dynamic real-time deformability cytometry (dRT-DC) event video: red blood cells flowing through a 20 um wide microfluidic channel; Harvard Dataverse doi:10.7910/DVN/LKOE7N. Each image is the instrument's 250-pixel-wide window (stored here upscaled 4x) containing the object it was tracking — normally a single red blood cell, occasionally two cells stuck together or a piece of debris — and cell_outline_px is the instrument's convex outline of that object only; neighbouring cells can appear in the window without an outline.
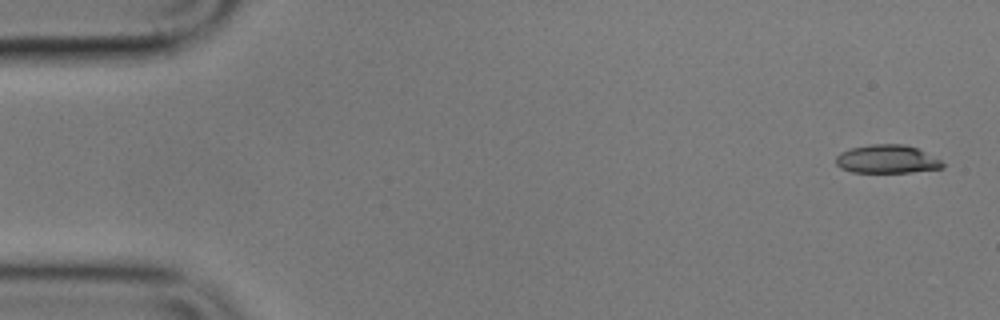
{"species": "common noctule bat (a hibernating species)", "species_latin": "Nyctalus noctula", "temperature_condition": "cold", "stored_images_in_passage": 4, "camera_frame_rate_fps": 3000, "um_per_image_px": 0.085, "animal": {"sex": "male", "body_mass_g": 17.9}, "frame": {"image": 1, "passage_image": 1, "time_ms": 0.0, "image_size_px": [1000, 320], "cell_outline_px": [[944, 168], [912, 172], [852, 172], [840, 168], [836, 164], [836, 156], [840, 152], [852, 148], [872, 144], [904, 144], [916, 148], [940, 160], [944, 164]], "centroid_in_image_um": [75.38, 13.53], "position_along_channel_um": 9.6, "area_um2": 17.51}}
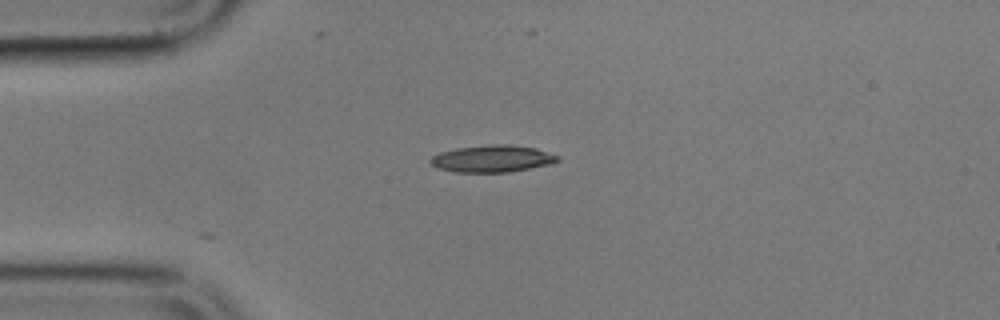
{"frame": {"image": 2, "passage_image": 4, "time_ms": 4.0, "image_size_px": [1000, 320], "cell_outline_px": [[560, 160], [552, 164], [508, 172], [456, 172], [440, 168], [432, 164], [428, 160], [432, 156], [440, 152], [456, 148], [492, 144], [504, 144], [536, 148], [560, 156]], "centroid_in_image_um": [41.87, 13.48], "position_along_channel_um": 43.1, "area_um2": 19.94}}